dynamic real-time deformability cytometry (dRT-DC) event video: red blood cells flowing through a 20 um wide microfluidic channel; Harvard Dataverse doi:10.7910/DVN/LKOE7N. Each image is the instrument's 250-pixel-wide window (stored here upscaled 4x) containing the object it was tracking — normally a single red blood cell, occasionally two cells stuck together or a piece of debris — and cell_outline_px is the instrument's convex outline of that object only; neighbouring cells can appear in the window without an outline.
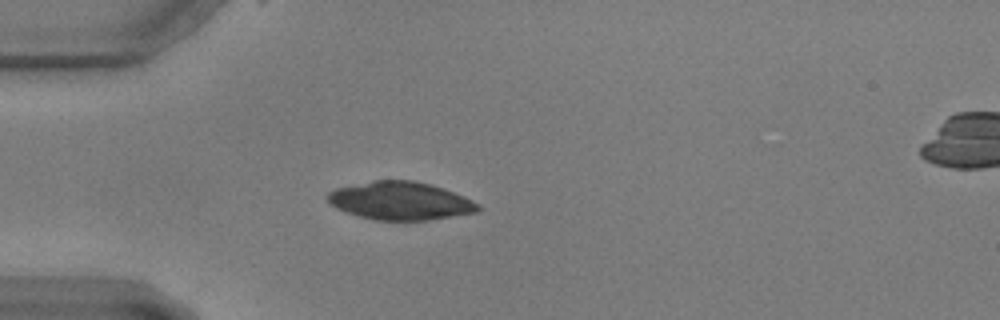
{"species": "common noctule bat (a hibernating species)", "species_latin": "Nyctalus noctula", "temperature_condition": "warm", "stored_images_in_passage": 42, "camera_frame_rate_fps": 3000, "um_per_image_px": 0.085, "animal": {"sex": "male", "body_mass_g": 17.9, "forearm_length_mm": 54.2}, "frame": {"image": 1, "passage_image": 1, "time_ms": 0.0, "image_size_px": [1000, 320], "cell_outline_px": [[480, 208], [476, 212], [428, 220], [376, 220], [344, 212], [336, 208], [324, 196], [328, 192], [336, 188], [372, 180], [412, 180], [432, 184], [464, 196], [480, 204]], "centroid_in_image_um": [34.0, 17.06], "position_along_channel_um": 51.0, "area_um2": 33.41}}
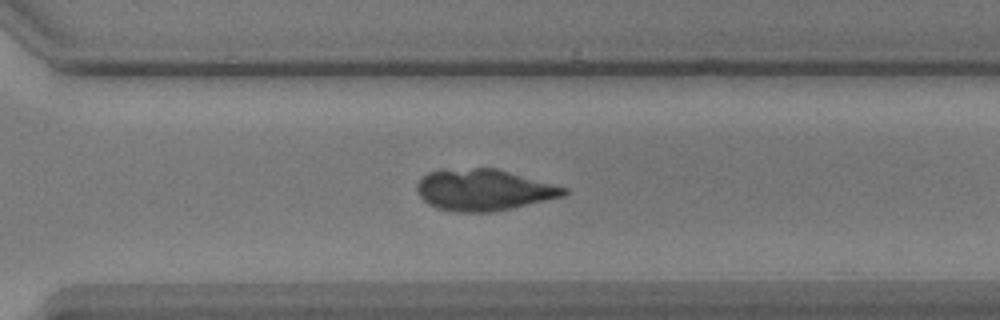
{"frame": {"image": 2, "passage_image": 26, "time_ms": 8.333, "image_size_px": [1000, 320], "cell_outline_px": [[568, 192], [564, 196], [512, 208], [492, 212], [452, 212], [436, 208], [424, 200], [420, 196], [416, 188], [416, 184], [428, 172], [472, 168], [496, 168], [568, 188]], "centroid_in_image_um": [41.13, 16.16], "position_along_channel_um": 329.5, "area_um2": 35.14}}
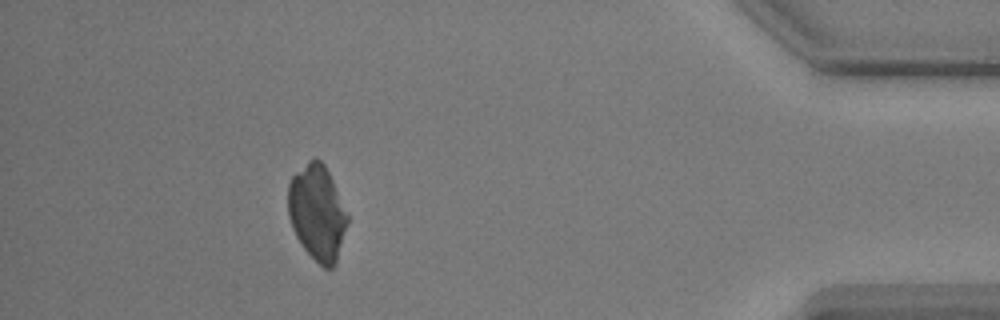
{"frame": {"image": 3, "passage_image": 37, "time_ms": 12.0, "image_size_px": [1000, 320], "cell_outline_px": [[348, 220], [336, 264], [332, 268], [324, 268], [304, 248], [296, 236], [292, 228], [288, 216], [288, 184], [292, 176], [308, 160], [320, 160], [324, 164], [348, 212]], "centroid_in_image_um": [26.96, 18.07], "position_along_channel_um": 408.2, "area_um2": 32.77}}